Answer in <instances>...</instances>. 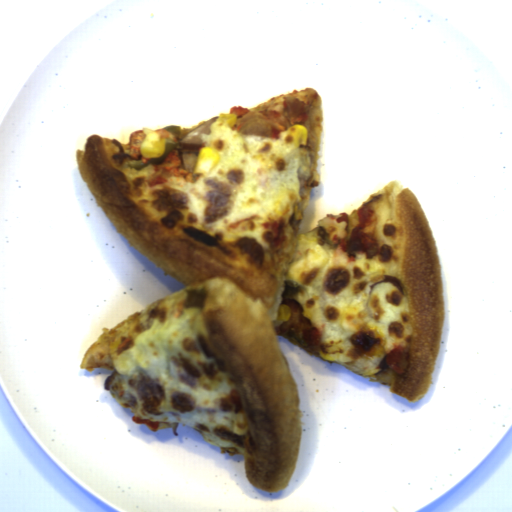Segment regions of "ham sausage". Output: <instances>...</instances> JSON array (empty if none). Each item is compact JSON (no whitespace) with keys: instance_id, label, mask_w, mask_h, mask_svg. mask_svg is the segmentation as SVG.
Here are the masks:
<instances>
[{"instance_id":"b0c6462f","label":"ham sausage","mask_w":512,"mask_h":512,"mask_svg":"<svg viewBox=\"0 0 512 512\" xmlns=\"http://www.w3.org/2000/svg\"><path fill=\"white\" fill-rule=\"evenodd\" d=\"M219 116H215L209 121H206L199 125L198 127L191 130L189 133H187L183 138H181L179 141L180 143H184L187 145H202V134H210V126L212 123L217 122Z\"/></svg>"},{"instance_id":"77c602ba","label":"ham sausage","mask_w":512,"mask_h":512,"mask_svg":"<svg viewBox=\"0 0 512 512\" xmlns=\"http://www.w3.org/2000/svg\"><path fill=\"white\" fill-rule=\"evenodd\" d=\"M234 247H238L242 252L247 253L255 262L263 264L264 252L260 244L252 238H241L234 243Z\"/></svg>"},{"instance_id":"0cea0756","label":"ham sausage","mask_w":512,"mask_h":512,"mask_svg":"<svg viewBox=\"0 0 512 512\" xmlns=\"http://www.w3.org/2000/svg\"><path fill=\"white\" fill-rule=\"evenodd\" d=\"M238 133L241 136H259L263 138H271V124L263 118H251L243 124Z\"/></svg>"},{"instance_id":"ce85e706","label":"ham sausage","mask_w":512,"mask_h":512,"mask_svg":"<svg viewBox=\"0 0 512 512\" xmlns=\"http://www.w3.org/2000/svg\"><path fill=\"white\" fill-rule=\"evenodd\" d=\"M199 153L197 151H183L180 154V159L184 170L190 172V174H194V168L197 161Z\"/></svg>"},{"instance_id":"589cc3d0","label":"ham sausage","mask_w":512,"mask_h":512,"mask_svg":"<svg viewBox=\"0 0 512 512\" xmlns=\"http://www.w3.org/2000/svg\"><path fill=\"white\" fill-rule=\"evenodd\" d=\"M381 282H389V283L395 285L399 289V291L404 295V286H403L402 281H400L399 279L392 277L390 275H385L384 280L375 282L374 284H372L369 288V294L373 291L374 287L379 285Z\"/></svg>"}]
</instances>
